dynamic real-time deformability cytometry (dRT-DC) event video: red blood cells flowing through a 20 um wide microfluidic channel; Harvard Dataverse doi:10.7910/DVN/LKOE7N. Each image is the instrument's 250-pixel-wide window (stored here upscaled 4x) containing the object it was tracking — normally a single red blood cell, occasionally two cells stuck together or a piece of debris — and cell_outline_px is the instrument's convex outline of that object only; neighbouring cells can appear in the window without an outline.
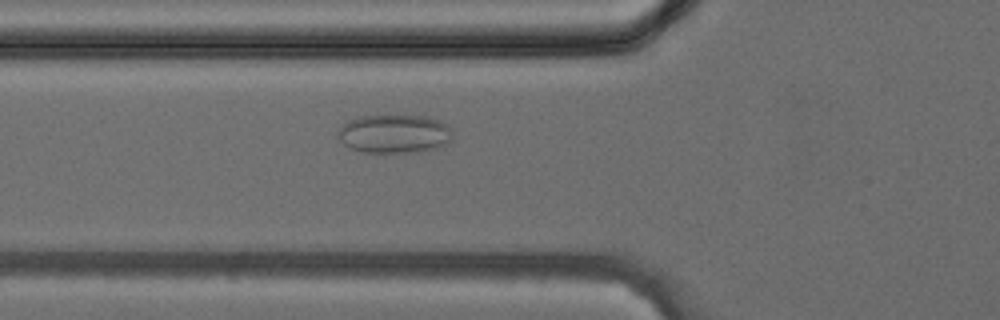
{"species": "common noctule bat (a hibernating species)", "species_latin": "Nyctalus noctula", "temperature_condition": "cold", "stored_images_in_passage": 37, "camera_frame_rate_fps": 3000, "um_per_image_px": 0.085, "animal": {"sex": "female", "body_mass_g": 24.6, "forearm_length_mm": 56.2}, "frame": {"image": 1, "passage_image": 11, "time_ms": 3.333, "image_size_px": [1000, 320], "cell_outline_px": [[452, 140], [448, 144], [436, 148], [416, 152], [360, 152], [348, 148], [336, 136], [336, 132], [348, 120], [360, 116], [428, 116], [440, 120], [448, 124], [452, 128]], "centroid_in_image_um": [33.54, 11.38], "position_along_channel_um": 92.3, "area_um2": 26.18}}
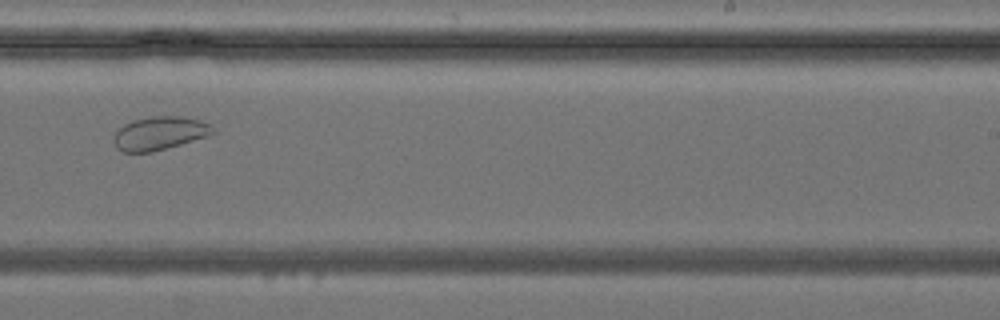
{"frame": {"image": 2, "passage_image": 22, "time_ms": 7.0, "image_size_px": [1000, 320], "cell_outline_px": [[216, 132], [208, 136], [152, 152], [124, 152], [116, 148], [112, 140], [112, 136], [124, 124], [132, 120], [152, 116], [184, 116], [200, 120], [212, 124], [216, 128]], "centroid_in_image_um": [13.58, 11.31], "position_along_channel_um": 275.4, "area_um2": 19.54}}
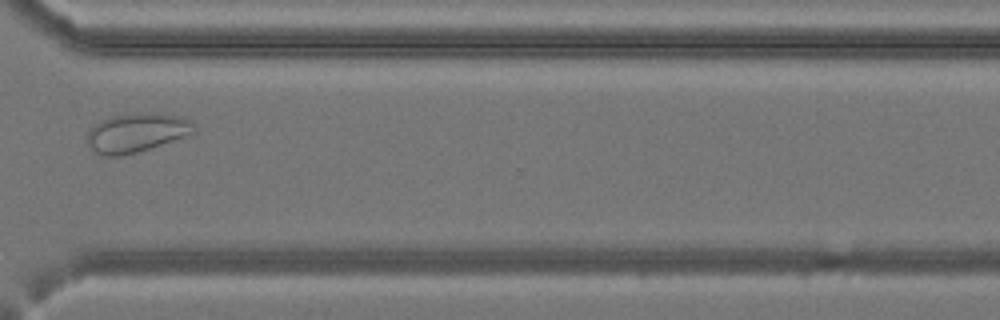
{"frame": {"image": 3, "passage_image": 27, "time_ms": 8.667, "image_size_px": [1000, 320], "cell_outline_px": [[196, 132], [188, 136], [136, 152], [120, 156], [104, 156], [96, 152], [88, 144], [88, 128], [100, 120], [112, 116], [128, 112], [156, 112], [184, 116], [192, 120], [196, 124]], "centroid_in_image_um": [11.67, 11.23], "position_along_channel_um": 358.9, "area_um2": 24.91}}